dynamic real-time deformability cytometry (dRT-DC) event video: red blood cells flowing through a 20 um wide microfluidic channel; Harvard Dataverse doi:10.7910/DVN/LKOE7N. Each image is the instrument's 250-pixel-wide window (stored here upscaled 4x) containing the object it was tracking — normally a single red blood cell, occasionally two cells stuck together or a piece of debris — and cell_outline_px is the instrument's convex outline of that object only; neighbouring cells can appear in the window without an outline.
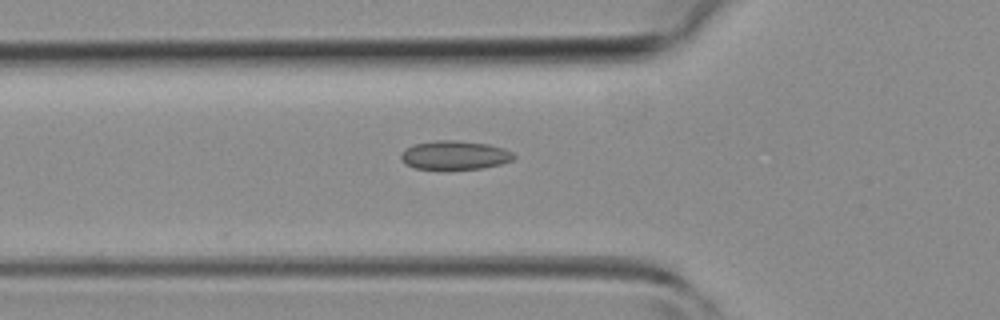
{"species": "common noctule bat (a hibernating species)", "species_latin": "Nyctalus noctula", "temperature_condition": "room temperature", "stored_images_in_passage": 36, "camera_frame_rate_fps": 3000, "um_per_image_px": 0.085, "animal": {"sex": "female", "body_mass_g": 19.3, "forearm_length_mm": 54.1}, "frame": {"image": 1, "passage_image": 7, "time_ms": 2.0, "image_size_px": [1000, 320], "cell_outline_px": [[516, 156], [512, 160], [500, 164], [484, 168], [440, 172], [416, 168], [404, 164], [400, 160], [400, 152], [404, 148], [412, 144], [436, 140], [452, 140], [488, 144], [504, 148], [512, 152]], "centroid_in_image_um": [38.57, 13.23], "position_along_channel_um": 87.2, "area_um2": 19.88}}
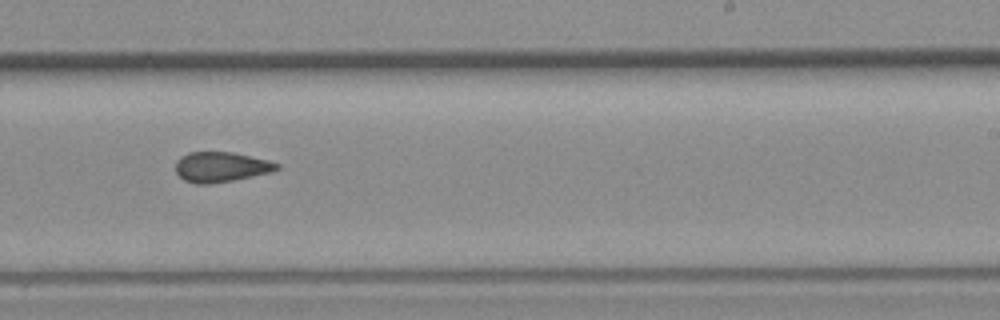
{"frame": {"image": 2, "passage_image": 19, "time_ms": 6.0, "image_size_px": [1000, 320], "cell_outline_px": [[280, 168], [272, 172], [212, 184], [196, 184], [184, 180], [176, 172], [176, 160], [180, 156], [188, 152], [232, 152], [268, 160], [280, 164]], "centroid_in_image_um": [18.77, 14.19], "position_along_channel_um": 270.2, "area_um2": 17.8}}
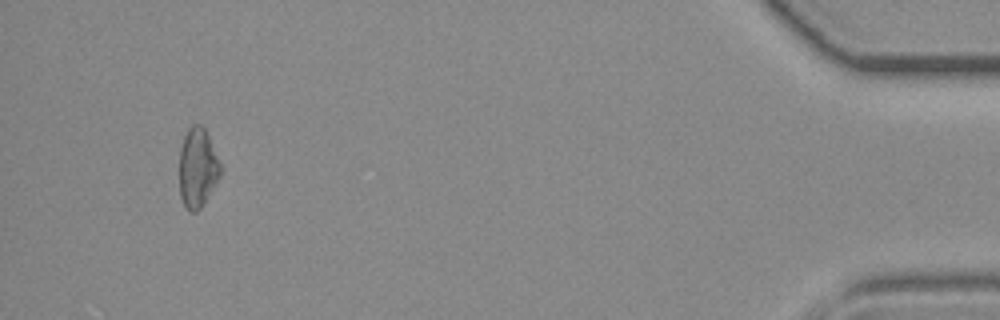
{"frame": {"image": 3, "passage_image": 34, "time_ms": 11.0, "image_size_px": [1000, 320], "cell_outline_px": [[220, 176], [200, 208], [196, 212], [188, 212], [184, 208], [180, 196], [180, 148], [184, 136], [188, 128], [192, 124], [200, 124], [204, 128], [208, 136], [220, 164]], "centroid_in_image_um": [16.76, 14.28], "position_along_channel_um": 418.4, "area_um2": 18.79}}